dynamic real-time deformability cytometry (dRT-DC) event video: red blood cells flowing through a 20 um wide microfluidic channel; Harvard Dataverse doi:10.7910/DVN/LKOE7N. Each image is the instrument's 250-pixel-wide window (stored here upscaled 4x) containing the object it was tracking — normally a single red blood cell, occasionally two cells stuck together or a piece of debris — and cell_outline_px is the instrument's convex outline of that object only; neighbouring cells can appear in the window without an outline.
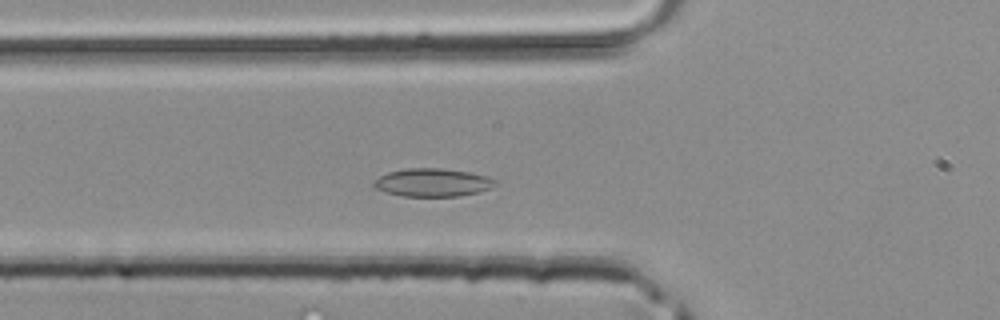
{"species": "common noctule bat (a hibernating species)", "species_latin": "Nyctalus noctula", "temperature_condition": "room temperature", "stored_images_in_passage": 38, "camera_frame_rate_fps": 3000, "um_per_image_px": 0.085, "animal": {"sex": "male", "body_mass_g": 20.4}, "frame": {"image": 1, "passage_image": 10, "time_ms": 3.0, "image_size_px": [1000, 320], "cell_outline_px": [[496, 184], [480, 192], [460, 196], [400, 196], [376, 188], [372, 184], [372, 180], [388, 172], [408, 168], [440, 168], [468, 172], [488, 176], [496, 180]], "centroid_in_image_um": [36.76, 15.51], "position_along_channel_um": 89.0, "area_um2": 19.83}}
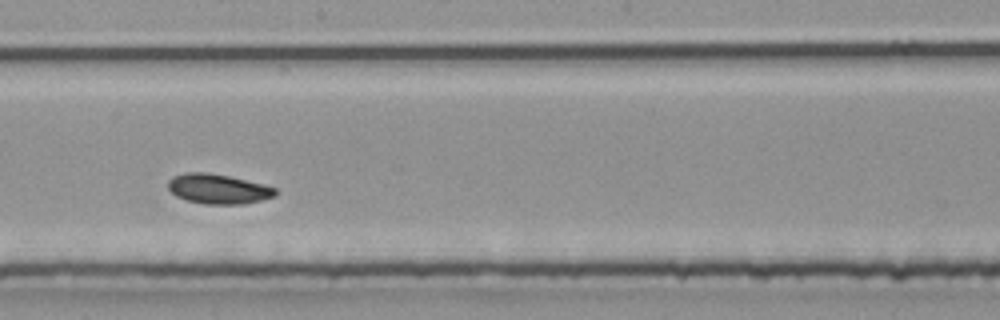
{"frame": {"image": 2, "passage_image": 19, "time_ms": 6.0, "image_size_px": [1000, 320], "cell_outline_px": [[276, 196], [260, 200], [240, 204], [204, 204], [188, 200], [176, 196], [168, 188], [168, 180], [172, 176], [184, 172], [208, 172], [228, 176], [264, 184], [276, 188]], "centroid_in_image_um": [18.52, 16.04], "position_along_channel_um": 229.7, "area_um2": 18.61}}
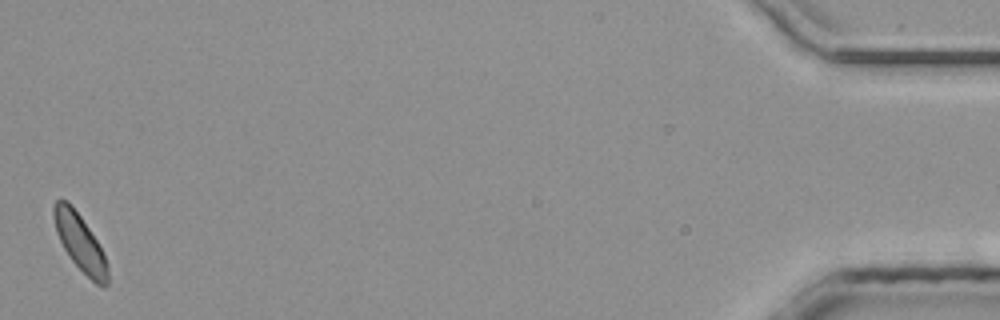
{"frame": {"image": 3, "passage_image": 38, "time_ms": 12.333, "image_size_px": [1000, 320], "cell_outline_px": [[108, 284], [104, 288], [96, 284], [72, 260], [64, 248], [56, 232], [52, 216], [52, 208], [56, 200], [68, 200], [72, 204], [96, 240], [108, 264]], "centroid_in_image_um": [6.78, 20.6], "position_along_channel_um": 428.4, "area_um2": 17.57}}